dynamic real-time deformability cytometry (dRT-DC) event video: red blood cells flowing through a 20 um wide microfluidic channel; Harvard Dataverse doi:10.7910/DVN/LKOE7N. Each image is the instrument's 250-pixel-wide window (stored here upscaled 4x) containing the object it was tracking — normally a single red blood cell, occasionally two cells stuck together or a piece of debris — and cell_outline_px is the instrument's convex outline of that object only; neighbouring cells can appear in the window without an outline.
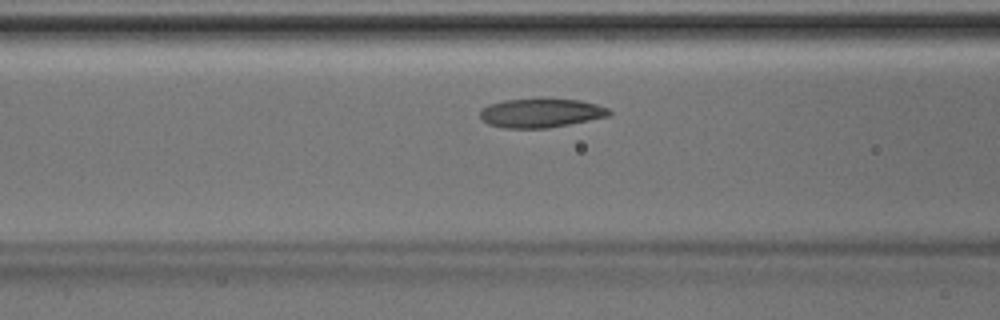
{"species": "Egyptian fruit bat (a non-hibernating species)", "species_latin": "Rousettus aegyptiacus", "temperature_condition": "room temperature", "stored_images_in_passage": 39, "camera_frame_rate_fps": 3000, "um_per_image_px": 0.085, "animal": {"sex": "male"}, "frame": {"image": 1, "passage_image": 11, "time_ms": 3.333, "image_size_px": [1000, 320], "cell_outline_px": [[612, 112], [608, 116], [548, 128], [504, 128], [488, 124], [480, 116], [480, 108], [488, 104], [504, 100], [580, 100], [596, 104], [608, 108]], "centroid_in_image_um": [45.94, 9.62], "position_along_channel_um": 120.7, "area_um2": 21.39}}
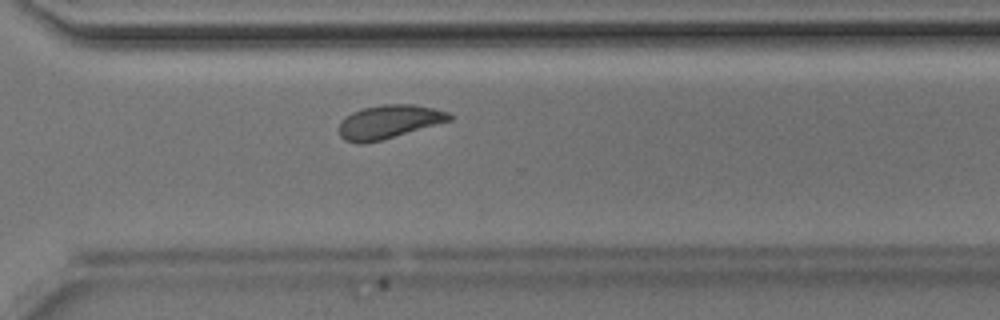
{"frame": {"image": 2, "passage_image": 26, "time_ms": 8.333, "image_size_px": [1000, 320], "cell_outline_px": [[456, 116], [452, 120], [380, 140], [364, 144], [356, 144], [344, 140], [340, 136], [340, 120], [352, 112], [364, 108], [380, 104], [412, 104], [432, 108], [448, 112]], "centroid_in_image_um": [33.05, 10.35], "position_along_channel_um": 337.6, "area_um2": 21.56}}
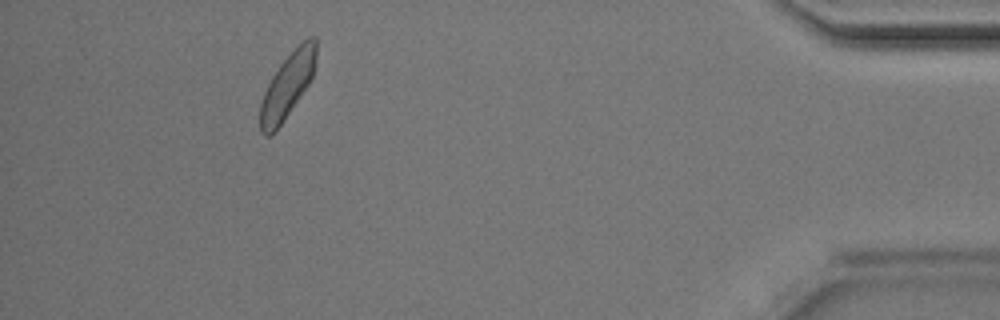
{"frame": {"image": 3, "passage_image": 35, "time_ms": 11.333, "image_size_px": [1000, 320], "cell_outline_px": [[316, 60], [312, 76], [308, 84], [280, 124], [268, 136], [264, 136], [260, 132], [260, 104], [264, 92], [272, 76], [280, 64], [308, 36], [316, 36]], "centroid_in_image_um": [24.42, 7.25], "position_along_channel_um": 410.8, "area_um2": 20.46}}